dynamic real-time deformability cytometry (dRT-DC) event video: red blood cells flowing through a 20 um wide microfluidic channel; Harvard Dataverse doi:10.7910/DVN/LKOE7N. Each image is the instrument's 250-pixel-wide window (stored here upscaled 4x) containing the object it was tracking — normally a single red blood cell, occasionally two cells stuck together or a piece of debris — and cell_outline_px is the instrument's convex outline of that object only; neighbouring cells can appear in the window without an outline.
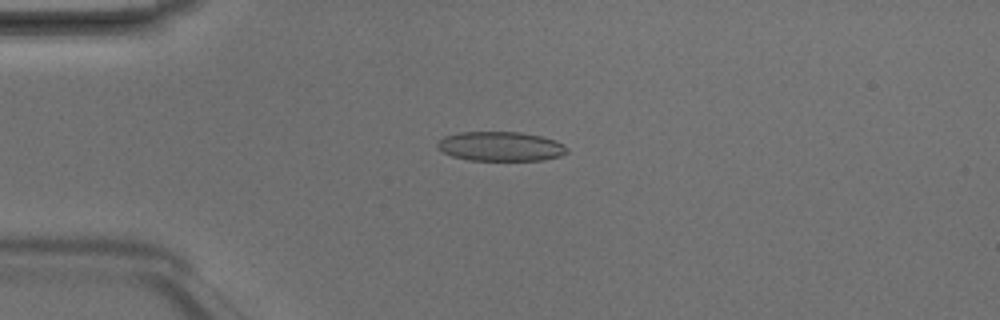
{"species": "Egyptian fruit bat (a non-hibernating species)", "species_latin": "Rousettus aegyptiacus", "temperature_condition": "room temperature", "stored_images_in_passage": 6, "camera_frame_rate_fps": 3000, "um_per_image_px": 0.085, "animal": {"sex": "male"}, "frame": {"image": 1, "passage_image": 4, "time_ms": 1.0, "image_size_px": [1000, 320], "cell_outline_px": [[568, 152], [560, 156], [544, 160], [468, 160], [452, 156], [436, 148], [436, 144], [444, 136], [460, 132], [520, 132], [540, 136], [556, 140], [564, 144], [568, 148]], "centroid_in_image_um": [42.56, 12.44], "position_along_channel_um": 42.4, "area_um2": 22.31}}
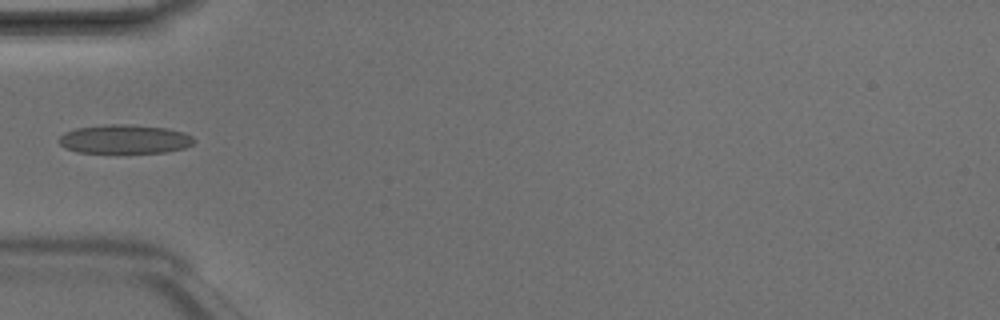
{"frame": {"image": 2, "passage_image": 5, "time_ms": 1.333, "image_size_px": [1000, 320], "cell_outline_px": [[196, 140], [192, 144], [184, 148], [164, 152], [76, 152], [64, 148], [56, 140], [64, 132], [76, 128], [108, 124], [132, 124], [164, 128], [184, 132], [192, 136]], "centroid_in_image_um": [10.56, 11.82], "position_along_channel_um": 74.4, "area_um2": 22.77}}